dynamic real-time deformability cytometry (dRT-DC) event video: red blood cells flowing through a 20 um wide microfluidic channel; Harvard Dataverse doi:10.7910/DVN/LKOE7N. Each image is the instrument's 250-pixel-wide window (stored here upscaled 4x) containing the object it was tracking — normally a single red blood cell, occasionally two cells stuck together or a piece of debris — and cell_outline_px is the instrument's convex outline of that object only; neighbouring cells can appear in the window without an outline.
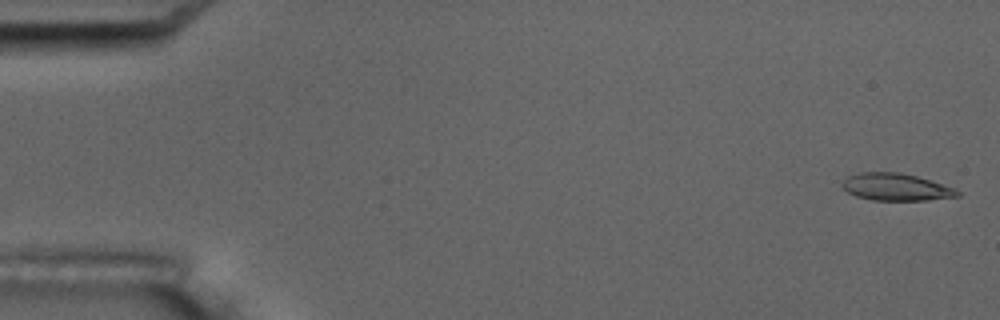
{"species": "common noctule bat (a hibernating species)", "species_latin": "Nyctalus noctula", "temperature_condition": "room temperature", "stored_images_in_passage": 10, "camera_frame_rate_fps": 3000, "um_per_image_px": 0.085, "animal": {"sex": "male", "body_mass_g": 17.5, "forearm_length_mm": 52.3}, "frame": {"image": 1, "passage_image": 1, "time_ms": 0.0, "image_size_px": [1000, 320], "cell_outline_px": [[964, 192], [960, 196], [928, 200], [872, 200], [856, 196], [848, 192], [840, 184], [848, 176], [860, 172], [900, 172], [916, 176], [956, 188]], "centroid_in_image_um": [76.2, 15.9], "position_along_channel_um": 8.8, "area_um2": 18.38}}